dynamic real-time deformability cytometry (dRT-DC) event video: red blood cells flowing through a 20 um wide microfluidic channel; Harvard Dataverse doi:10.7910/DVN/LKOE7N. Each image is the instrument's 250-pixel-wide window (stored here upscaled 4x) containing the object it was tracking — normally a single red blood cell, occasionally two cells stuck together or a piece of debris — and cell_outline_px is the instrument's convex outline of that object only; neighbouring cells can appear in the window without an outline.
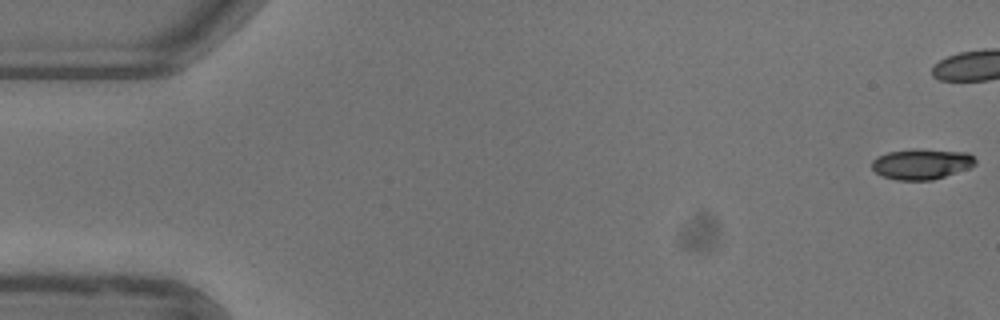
{"species": "common noctule bat (a hibernating species)", "species_latin": "Nyctalus noctula", "temperature_condition": "warm", "stored_images_in_passage": 41, "camera_frame_rate_fps": 3000, "um_per_image_px": 0.085, "animal": {"sex": "female"}, "frame": {"image": 1, "passage_image": 1, "time_ms": 0.0, "image_size_px": [1000, 320], "cell_outline_px": [[976, 164], [968, 168], [932, 180], [896, 180], [884, 176], [876, 172], [872, 168], [872, 160], [888, 152], [912, 148], [968, 152], [976, 160]], "centroid_in_image_um": [78.34, 13.93], "position_along_channel_um": 6.7, "area_um2": 18.32}}